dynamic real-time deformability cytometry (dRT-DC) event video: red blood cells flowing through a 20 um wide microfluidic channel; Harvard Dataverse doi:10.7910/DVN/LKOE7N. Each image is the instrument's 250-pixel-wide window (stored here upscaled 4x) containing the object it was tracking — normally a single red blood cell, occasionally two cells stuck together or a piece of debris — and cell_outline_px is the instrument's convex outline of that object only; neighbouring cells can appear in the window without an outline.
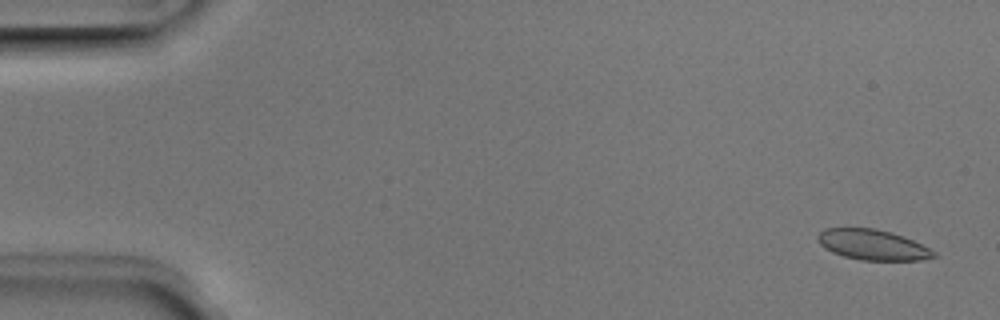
{"species": "Egyptian fruit bat (a non-hibernating species)", "species_latin": "Rousettus aegyptiacus", "temperature_condition": "room temperature", "stored_images_in_passage": 51, "camera_frame_rate_fps": 3000, "um_per_image_px": 0.085, "animal": {"sex": "male"}, "frame": {"image": 1, "passage_image": 2, "time_ms": 0.333, "image_size_px": [1000, 320], "cell_outline_px": [[936, 256], [920, 260], [860, 260], [844, 256], [832, 252], [824, 248], [820, 244], [816, 236], [824, 228], [876, 228], [892, 232], [904, 236], [936, 252]], "centroid_in_image_um": [74.14, 20.8], "position_along_channel_um": 10.9, "area_um2": 20.52}}
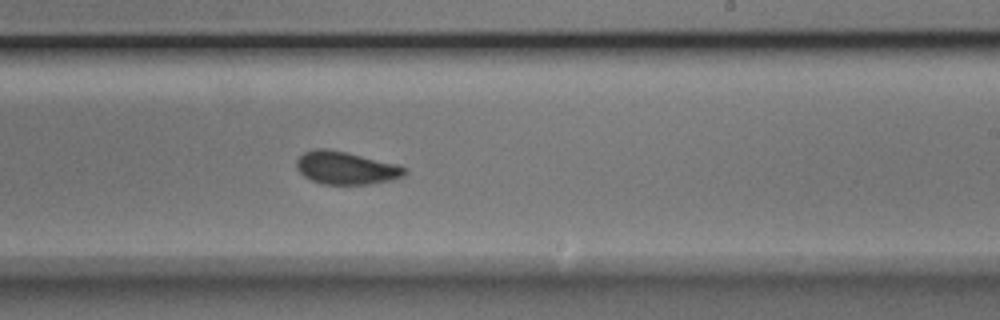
{"frame": {"image": 2, "passage_image": 31, "time_ms": 10.0, "image_size_px": [1000, 320], "cell_outline_px": [[408, 172], [404, 176], [392, 180], [368, 184], [324, 184], [312, 180], [304, 176], [296, 168], [296, 160], [304, 152], [316, 148], [328, 148], [396, 164], [408, 168]], "centroid_in_image_um": [29.41, 14.27], "position_along_channel_um": 259.6, "area_um2": 20.63}}
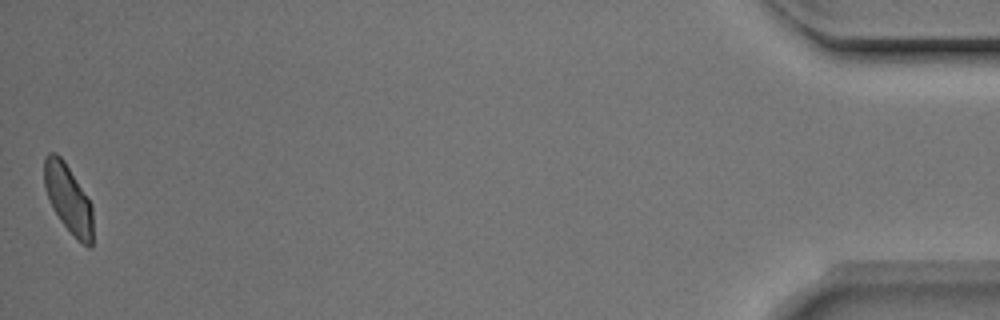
{"frame": {"image": 3, "passage_image": 51, "time_ms": 16.667, "image_size_px": [1000, 320], "cell_outline_px": [[92, 244], [88, 248], [60, 220], [44, 188], [44, 156], [48, 152], [56, 152], [64, 160], [92, 204]], "centroid_in_image_um": [5.79, 16.81], "position_along_channel_um": 429.4, "area_um2": 18.96}, "authors_computed_cell_mechanics": {"area_um2": 20.808, "velocity_mm_per_s": 3.9496, "shape_relaxation_time_tau1_ms": 2.5204, "shape_relaxation_time_tau2_ms": 0.5567, "deformation_change_tau1": 0.0918, "deformation_change_tau2": 0.0503}}